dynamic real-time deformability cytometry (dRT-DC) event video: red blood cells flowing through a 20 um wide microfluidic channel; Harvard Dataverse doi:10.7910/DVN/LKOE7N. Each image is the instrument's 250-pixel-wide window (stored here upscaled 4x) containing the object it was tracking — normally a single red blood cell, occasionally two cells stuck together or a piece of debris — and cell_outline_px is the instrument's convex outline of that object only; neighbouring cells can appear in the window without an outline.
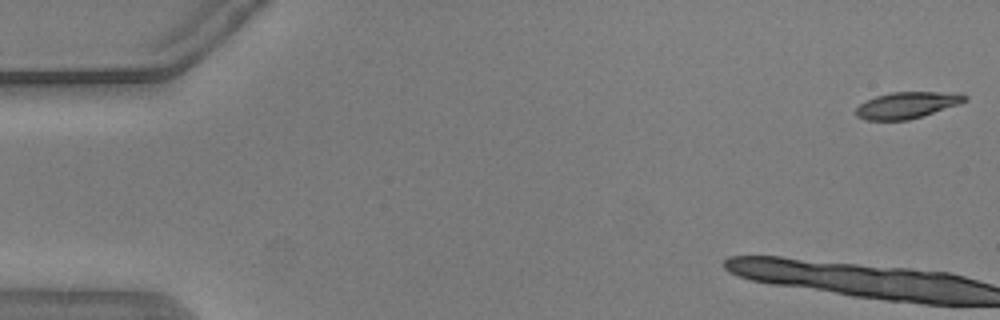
{"species": "common noctule bat (a hibernating species)", "species_latin": "Nyctalus noctula", "temperature_condition": "warm", "stored_images_in_passage": 11, "camera_frame_rate_fps": 3000, "um_per_image_px": 0.085, "animal": {"sex": "male", "body_mass_g": 20.5, "forearm_length_mm": 52.5}, "frame": {"image": 1, "passage_image": 1, "time_ms": 0.0, "image_size_px": [1000, 320], "cell_outline_px": [[968, 100], [960, 104], [908, 120], [864, 120], [856, 116], [856, 108], [860, 104], [876, 96], [892, 92], [956, 92], [968, 96]], "centroid_in_image_um": [77.12, 8.93], "position_along_channel_um": 7.9, "area_um2": 16.76}}